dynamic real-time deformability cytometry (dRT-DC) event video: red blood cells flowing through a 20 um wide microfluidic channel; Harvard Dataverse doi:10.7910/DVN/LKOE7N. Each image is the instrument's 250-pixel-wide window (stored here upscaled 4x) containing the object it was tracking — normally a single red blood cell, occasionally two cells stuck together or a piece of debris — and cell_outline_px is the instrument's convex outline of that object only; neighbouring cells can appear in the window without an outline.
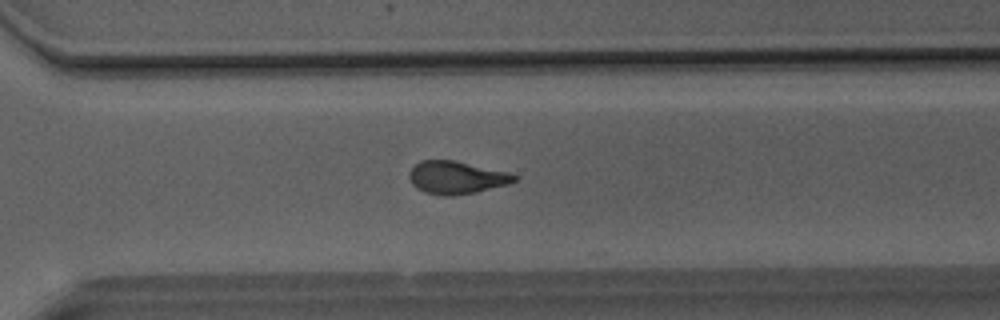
{"species": "Egyptian fruit bat (a non-hibernating species)", "species_latin": "Rousettus aegyptiacus", "temperature_condition": "room temperature", "stored_images_in_passage": 31, "camera_frame_rate_fps": 3000, "um_per_image_px": 0.085, "animal": {"sex": "male"}, "frame": {"image": 1, "passage_image": 26, "time_ms": 8.333, "image_size_px": [1000, 320], "cell_outline_px": [[520, 176], [516, 180], [508, 184], [472, 192], [452, 196], [444, 196], [424, 192], [416, 188], [412, 184], [408, 176], [408, 172], [420, 160], [456, 160], [508, 172]], "centroid_in_image_um": [38.77, 15.08], "position_along_channel_um": 331.8, "area_um2": 20.06}}
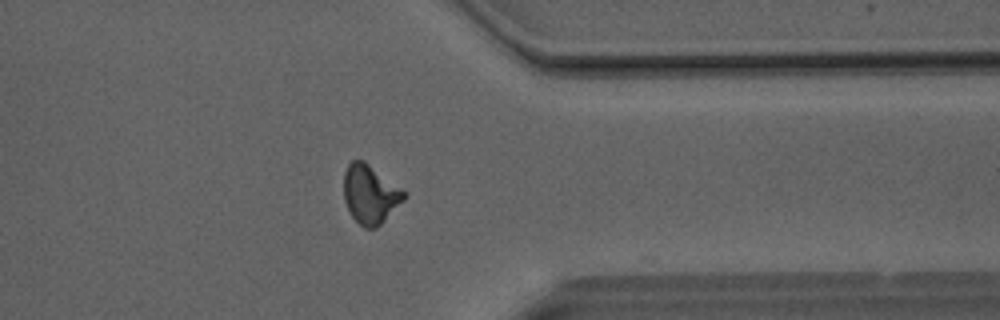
{"frame": {"image": 2, "passage_image": 30, "time_ms": 9.667, "image_size_px": [1000, 320], "cell_outline_px": [[408, 192], [404, 200], [376, 228], [364, 228], [352, 216], [344, 200], [344, 172], [348, 164], [352, 160], [364, 160]], "centroid_in_image_um": [31.48, 16.48], "position_along_channel_um": 379.9, "area_um2": 20.63}, "authors_computed_cell_mechanics": {"area_um2": 20.3456, "velocity_mm_per_s": 4.1436, "shape_relaxation_time_tau1_ms": 6.7849, "shape_relaxation_time_tau2_ms": 2.1073, "deformation_change_tau1": 0.2007, "deformation_change_tau2": 0.0919}}